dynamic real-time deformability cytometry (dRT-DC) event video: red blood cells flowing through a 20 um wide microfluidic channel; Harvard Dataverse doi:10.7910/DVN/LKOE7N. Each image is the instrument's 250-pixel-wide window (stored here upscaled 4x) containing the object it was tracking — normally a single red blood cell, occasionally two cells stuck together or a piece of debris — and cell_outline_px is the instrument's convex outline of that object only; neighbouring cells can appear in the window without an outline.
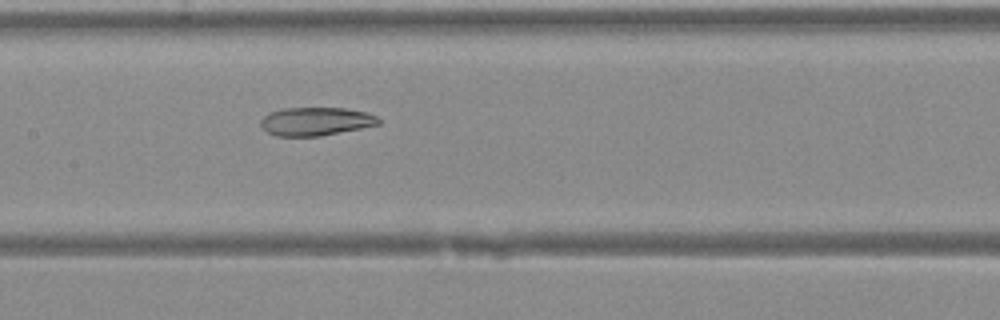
{"species": "Egyptian fruit bat (a non-hibernating species)", "species_latin": "Rousettus aegyptiacus", "temperature_condition": "warm", "stored_images_in_passage": 44, "camera_frame_rate_fps": 3000, "um_per_image_px": 0.085, "animal": {"sex": "female"}, "frame": {"image": 1, "passage_image": 23, "time_ms": 7.333, "image_size_px": [1000, 320], "cell_outline_px": [[380, 124], [320, 136], [276, 136], [268, 132], [260, 124], [260, 120], [268, 112], [284, 108], [348, 108], [368, 112], [376, 116], [380, 120]], "centroid_in_image_um": [26.84, 10.31], "position_along_channel_um": 180.6, "area_um2": 19.48}}
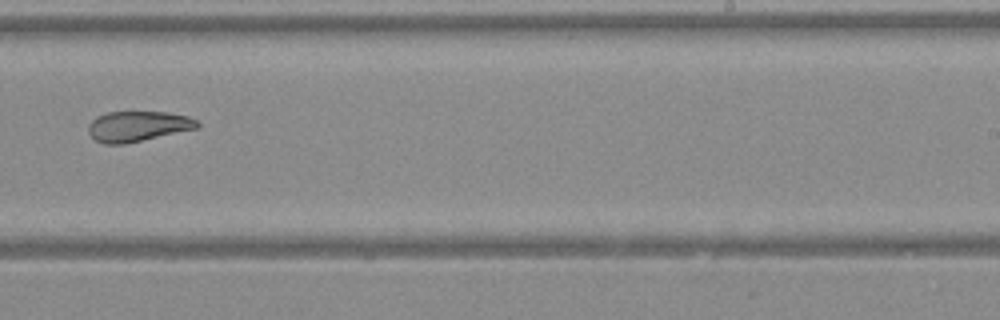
{"frame": {"image": 2, "passage_image": 29, "time_ms": 9.333, "image_size_px": [1000, 320], "cell_outline_px": [[200, 124], [196, 128], [124, 144], [104, 144], [96, 140], [88, 132], [88, 124], [92, 120], [108, 112], [168, 112], [188, 116], [196, 120]], "centroid_in_image_um": [11.7, 10.73], "position_along_channel_um": 277.3, "area_um2": 18.96}}
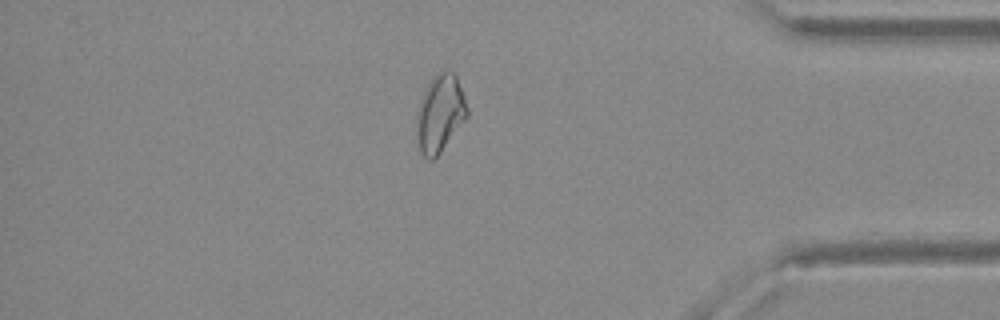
{"frame": {"image": 3, "passage_image": 38, "time_ms": 12.333, "image_size_px": [1000, 320], "cell_outline_px": [[468, 116], [440, 152], [432, 160], [428, 160], [420, 152], [416, 112], [420, 100], [428, 80], [432, 76], [444, 68], [448, 68], [456, 76], [464, 96], [468, 108]], "centroid_in_image_um": [37.4, 9.57], "position_along_channel_um": 397.8, "area_um2": 22.77}}